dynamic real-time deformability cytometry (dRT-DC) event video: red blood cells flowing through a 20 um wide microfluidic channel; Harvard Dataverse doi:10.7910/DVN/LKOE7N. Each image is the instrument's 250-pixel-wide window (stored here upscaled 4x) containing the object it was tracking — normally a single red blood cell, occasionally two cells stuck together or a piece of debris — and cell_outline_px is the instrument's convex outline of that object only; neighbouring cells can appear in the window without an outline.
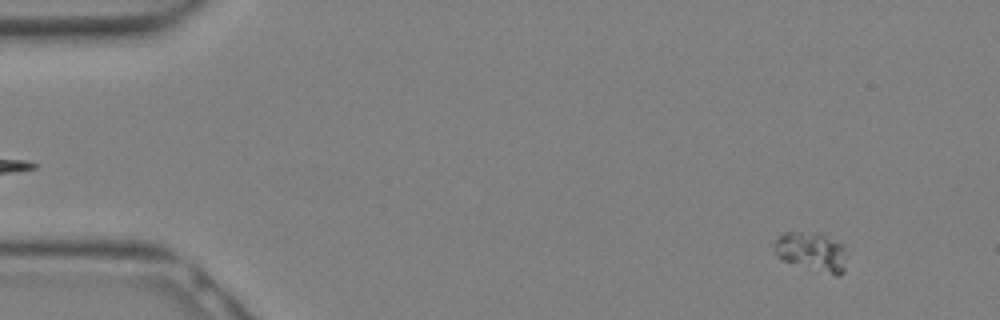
{"species": "Egyptian fruit bat (a non-hibernating species)", "species_latin": "Rousettus aegyptiacus", "temperature_condition": "warm", "stored_images_in_passage": 30, "camera_frame_rate_fps": 3000, "um_per_image_px": 0.085, "animal": {"sex": "female"}, "frame": {"image": 1, "passage_image": 3, "time_ms": 0.667, "image_size_px": [1000, 320], "cell_outline_px": [[844, 272], [840, 276], [836, 276], [784, 260], [776, 252], [776, 240], [784, 232], [820, 232], [840, 244], [844, 248]], "centroid_in_image_um": [69.03, 21.38], "position_along_channel_um": 16.0, "area_um2": 15.9}}
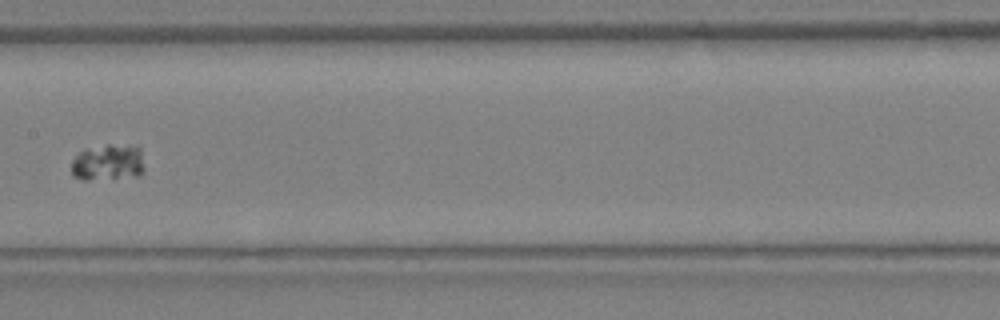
{"frame": {"image": 2, "passage_image": 16, "time_ms": 5.0, "image_size_px": [1000, 320], "cell_outline_px": [[144, 172], [136, 176], [88, 180], [84, 180], [72, 176], [72, 160], [84, 148], [108, 144], [136, 144], [140, 148], [144, 168]], "centroid_in_image_um": [9.2, 13.78], "position_along_channel_um": 198.2, "area_um2": 15.84}}
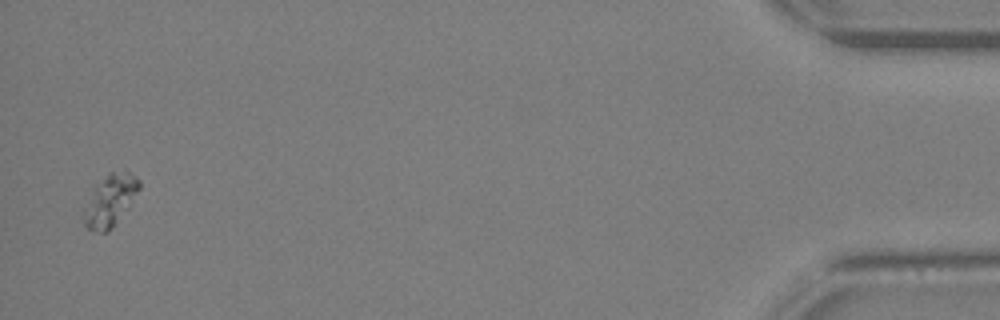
{"frame": {"image": 3, "passage_image": 30, "time_ms": 9.667, "image_size_px": [1000, 320], "cell_outline_px": [[140, 188], [128, 208], [112, 228], [108, 232], [100, 232], [88, 228], [84, 224], [84, 208], [96, 188], [108, 172], [128, 172], [136, 176], [140, 180]], "centroid_in_image_um": [9.4, 17.06], "position_along_channel_um": 425.8, "area_um2": 16.07}}